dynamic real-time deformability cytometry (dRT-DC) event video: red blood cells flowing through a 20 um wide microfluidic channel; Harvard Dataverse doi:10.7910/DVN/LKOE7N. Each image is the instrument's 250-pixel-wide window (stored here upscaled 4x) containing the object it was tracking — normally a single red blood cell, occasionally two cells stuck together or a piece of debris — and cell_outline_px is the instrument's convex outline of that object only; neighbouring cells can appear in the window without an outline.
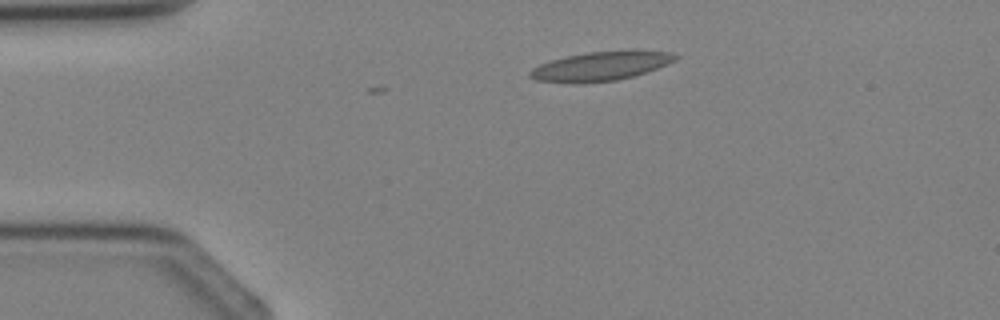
{"species": "Egyptian fruit bat (a non-hibernating species)", "species_latin": "Rousettus aegyptiacus", "temperature_condition": "cold", "stored_images_in_passage": 3, "camera_frame_rate_fps": 3000, "um_per_image_px": 0.085, "animal": {"sex": "female"}, "frame": {"image": 1, "passage_image": 3, "time_ms": 2.333, "image_size_px": [1000, 320], "cell_outline_px": [[680, 56], [676, 60], [668, 64], [648, 72], [616, 80], [576, 84], [572, 84], [536, 80], [528, 76], [528, 72], [532, 68], [540, 64], [552, 60], [568, 56], [588, 52], [668, 52]], "centroid_in_image_um": [50.99, 5.66], "position_along_channel_um": 34.0, "area_um2": 24.16}}